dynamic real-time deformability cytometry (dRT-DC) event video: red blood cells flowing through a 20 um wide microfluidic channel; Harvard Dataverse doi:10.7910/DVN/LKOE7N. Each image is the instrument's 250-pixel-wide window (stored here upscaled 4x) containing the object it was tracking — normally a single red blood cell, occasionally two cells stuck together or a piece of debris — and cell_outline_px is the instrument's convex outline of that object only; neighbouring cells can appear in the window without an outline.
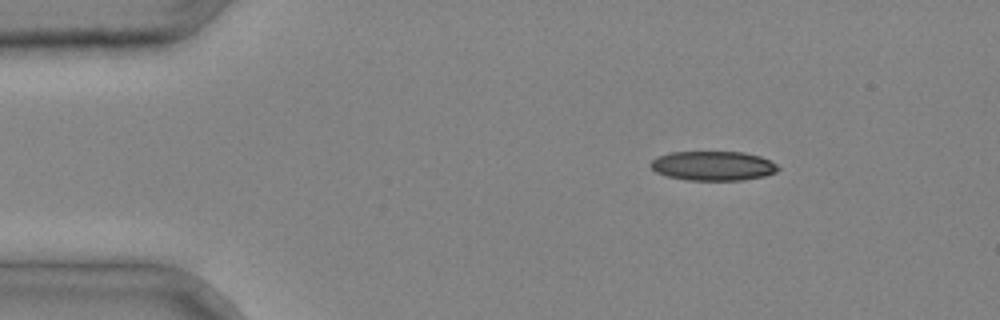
{"species": "common noctule bat (a hibernating species)", "species_latin": "Nyctalus noctula", "temperature_condition": "cold", "stored_images_in_passage": 3, "camera_frame_rate_fps": 3000, "um_per_image_px": 0.085, "animal": {"sex": "male", "body_mass_g": 20.4}, "frame": {"image": 1, "passage_image": 1, "time_ms": 0.0, "image_size_px": [1000, 320], "cell_outline_px": [[780, 168], [776, 172], [764, 176], [740, 180], [688, 180], [668, 176], [656, 172], [652, 168], [652, 160], [660, 156], [672, 152], [744, 152], [760, 156], [776, 164]], "centroid_in_image_um": [60.64, 14.09], "position_along_channel_um": 24.4, "area_um2": 21.56}}
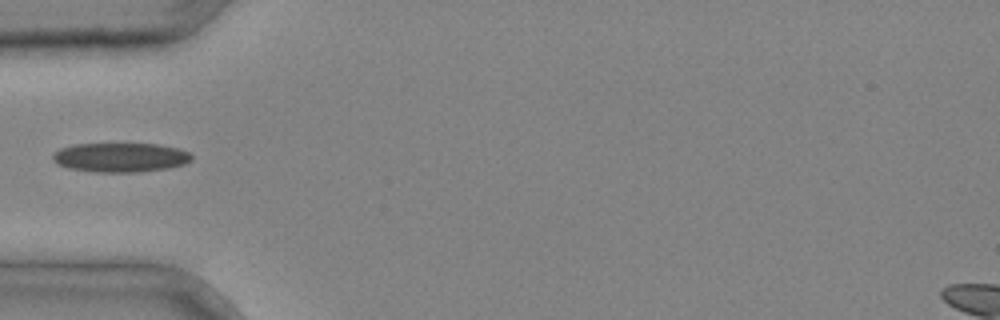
{"frame": {"image": 2, "passage_image": 3, "time_ms": 0.667, "image_size_px": [1000, 320], "cell_outline_px": [[192, 160], [184, 164], [164, 168], [136, 172], [96, 172], [68, 168], [56, 164], [52, 160], [52, 152], [60, 148], [72, 144], [156, 144], [180, 148], [188, 152], [192, 156]], "centroid_in_image_um": [10.18, 13.37], "position_along_channel_um": 74.8, "area_um2": 23.76}}